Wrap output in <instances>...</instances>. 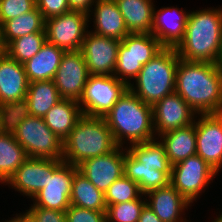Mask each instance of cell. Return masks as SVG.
I'll return each mask as SVG.
<instances>
[{
	"label": "cell",
	"mask_w": 222,
	"mask_h": 222,
	"mask_svg": "<svg viewBox=\"0 0 222 222\" xmlns=\"http://www.w3.org/2000/svg\"><path fill=\"white\" fill-rule=\"evenodd\" d=\"M175 92L196 114L222 113V73L215 63L179 59Z\"/></svg>",
	"instance_id": "1"
},
{
	"label": "cell",
	"mask_w": 222,
	"mask_h": 222,
	"mask_svg": "<svg viewBox=\"0 0 222 222\" xmlns=\"http://www.w3.org/2000/svg\"><path fill=\"white\" fill-rule=\"evenodd\" d=\"M201 8L189 10L183 39L175 50L188 62L216 63L222 44V5Z\"/></svg>",
	"instance_id": "2"
},
{
	"label": "cell",
	"mask_w": 222,
	"mask_h": 222,
	"mask_svg": "<svg viewBox=\"0 0 222 222\" xmlns=\"http://www.w3.org/2000/svg\"><path fill=\"white\" fill-rule=\"evenodd\" d=\"M104 118L117 146L127 148L156 138L152 106L144 103L129 88Z\"/></svg>",
	"instance_id": "3"
},
{
	"label": "cell",
	"mask_w": 222,
	"mask_h": 222,
	"mask_svg": "<svg viewBox=\"0 0 222 222\" xmlns=\"http://www.w3.org/2000/svg\"><path fill=\"white\" fill-rule=\"evenodd\" d=\"M171 168L158 138L125 148L124 175L137 182L142 194L170 184Z\"/></svg>",
	"instance_id": "4"
},
{
	"label": "cell",
	"mask_w": 222,
	"mask_h": 222,
	"mask_svg": "<svg viewBox=\"0 0 222 222\" xmlns=\"http://www.w3.org/2000/svg\"><path fill=\"white\" fill-rule=\"evenodd\" d=\"M116 147L104 117L83 115L63 140L62 160L78 166L84 160L108 154Z\"/></svg>",
	"instance_id": "5"
},
{
	"label": "cell",
	"mask_w": 222,
	"mask_h": 222,
	"mask_svg": "<svg viewBox=\"0 0 222 222\" xmlns=\"http://www.w3.org/2000/svg\"><path fill=\"white\" fill-rule=\"evenodd\" d=\"M179 59L174 47H164L143 65L128 88L144 103L153 106L175 92Z\"/></svg>",
	"instance_id": "6"
},
{
	"label": "cell",
	"mask_w": 222,
	"mask_h": 222,
	"mask_svg": "<svg viewBox=\"0 0 222 222\" xmlns=\"http://www.w3.org/2000/svg\"><path fill=\"white\" fill-rule=\"evenodd\" d=\"M8 129L28 157L62 160L63 140L49 129L44 118L29 115L21 109L11 110Z\"/></svg>",
	"instance_id": "7"
},
{
	"label": "cell",
	"mask_w": 222,
	"mask_h": 222,
	"mask_svg": "<svg viewBox=\"0 0 222 222\" xmlns=\"http://www.w3.org/2000/svg\"><path fill=\"white\" fill-rule=\"evenodd\" d=\"M164 46L152 34L129 33L119 44L114 76L128 86Z\"/></svg>",
	"instance_id": "8"
},
{
	"label": "cell",
	"mask_w": 222,
	"mask_h": 222,
	"mask_svg": "<svg viewBox=\"0 0 222 222\" xmlns=\"http://www.w3.org/2000/svg\"><path fill=\"white\" fill-rule=\"evenodd\" d=\"M217 176L220 174L196 154L172 165L170 184L195 206Z\"/></svg>",
	"instance_id": "9"
},
{
	"label": "cell",
	"mask_w": 222,
	"mask_h": 222,
	"mask_svg": "<svg viewBox=\"0 0 222 222\" xmlns=\"http://www.w3.org/2000/svg\"><path fill=\"white\" fill-rule=\"evenodd\" d=\"M127 89L114 75H89L78 102L83 115L105 117Z\"/></svg>",
	"instance_id": "10"
},
{
	"label": "cell",
	"mask_w": 222,
	"mask_h": 222,
	"mask_svg": "<svg viewBox=\"0 0 222 222\" xmlns=\"http://www.w3.org/2000/svg\"><path fill=\"white\" fill-rule=\"evenodd\" d=\"M46 39L63 51L81 50L89 31L88 14L71 10L45 20Z\"/></svg>",
	"instance_id": "11"
},
{
	"label": "cell",
	"mask_w": 222,
	"mask_h": 222,
	"mask_svg": "<svg viewBox=\"0 0 222 222\" xmlns=\"http://www.w3.org/2000/svg\"><path fill=\"white\" fill-rule=\"evenodd\" d=\"M78 170V166L61 160L47 175L46 187L29 201L28 207L66 211L71 205L72 182Z\"/></svg>",
	"instance_id": "12"
},
{
	"label": "cell",
	"mask_w": 222,
	"mask_h": 222,
	"mask_svg": "<svg viewBox=\"0 0 222 222\" xmlns=\"http://www.w3.org/2000/svg\"><path fill=\"white\" fill-rule=\"evenodd\" d=\"M196 154L222 172V113L196 115Z\"/></svg>",
	"instance_id": "13"
},
{
	"label": "cell",
	"mask_w": 222,
	"mask_h": 222,
	"mask_svg": "<svg viewBox=\"0 0 222 222\" xmlns=\"http://www.w3.org/2000/svg\"><path fill=\"white\" fill-rule=\"evenodd\" d=\"M61 160L50 158L28 157L8 180L6 185L14 190L15 194L20 193L30 201L41 189L46 187L47 175ZM27 197V198H26Z\"/></svg>",
	"instance_id": "14"
},
{
	"label": "cell",
	"mask_w": 222,
	"mask_h": 222,
	"mask_svg": "<svg viewBox=\"0 0 222 222\" xmlns=\"http://www.w3.org/2000/svg\"><path fill=\"white\" fill-rule=\"evenodd\" d=\"M89 72L82 51H67L53 79L62 99L80 101Z\"/></svg>",
	"instance_id": "15"
},
{
	"label": "cell",
	"mask_w": 222,
	"mask_h": 222,
	"mask_svg": "<svg viewBox=\"0 0 222 222\" xmlns=\"http://www.w3.org/2000/svg\"><path fill=\"white\" fill-rule=\"evenodd\" d=\"M28 86L24 64L12 59L5 52L0 58V108L8 111L20 109Z\"/></svg>",
	"instance_id": "16"
},
{
	"label": "cell",
	"mask_w": 222,
	"mask_h": 222,
	"mask_svg": "<svg viewBox=\"0 0 222 222\" xmlns=\"http://www.w3.org/2000/svg\"><path fill=\"white\" fill-rule=\"evenodd\" d=\"M120 40L88 31L81 51L89 75H114Z\"/></svg>",
	"instance_id": "17"
},
{
	"label": "cell",
	"mask_w": 222,
	"mask_h": 222,
	"mask_svg": "<svg viewBox=\"0 0 222 222\" xmlns=\"http://www.w3.org/2000/svg\"><path fill=\"white\" fill-rule=\"evenodd\" d=\"M125 147L117 146L108 154L84 160L79 171L104 194L124 175Z\"/></svg>",
	"instance_id": "18"
},
{
	"label": "cell",
	"mask_w": 222,
	"mask_h": 222,
	"mask_svg": "<svg viewBox=\"0 0 222 222\" xmlns=\"http://www.w3.org/2000/svg\"><path fill=\"white\" fill-rule=\"evenodd\" d=\"M152 113L156 138L165 132L191 125L197 115L176 92L156 102Z\"/></svg>",
	"instance_id": "19"
},
{
	"label": "cell",
	"mask_w": 222,
	"mask_h": 222,
	"mask_svg": "<svg viewBox=\"0 0 222 222\" xmlns=\"http://www.w3.org/2000/svg\"><path fill=\"white\" fill-rule=\"evenodd\" d=\"M145 197L146 205L162 222H194L191 221L189 215L193 205L171 184L149 191L145 194Z\"/></svg>",
	"instance_id": "20"
},
{
	"label": "cell",
	"mask_w": 222,
	"mask_h": 222,
	"mask_svg": "<svg viewBox=\"0 0 222 222\" xmlns=\"http://www.w3.org/2000/svg\"><path fill=\"white\" fill-rule=\"evenodd\" d=\"M179 5L154 7L151 33L164 47H176L183 39L189 10ZM185 8V9H184Z\"/></svg>",
	"instance_id": "21"
},
{
	"label": "cell",
	"mask_w": 222,
	"mask_h": 222,
	"mask_svg": "<svg viewBox=\"0 0 222 222\" xmlns=\"http://www.w3.org/2000/svg\"><path fill=\"white\" fill-rule=\"evenodd\" d=\"M88 24L89 31L120 41L129 34L115 0H96L88 13Z\"/></svg>",
	"instance_id": "22"
},
{
	"label": "cell",
	"mask_w": 222,
	"mask_h": 222,
	"mask_svg": "<svg viewBox=\"0 0 222 222\" xmlns=\"http://www.w3.org/2000/svg\"><path fill=\"white\" fill-rule=\"evenodd\" d=\"M157 138L171 165L196 155V117L191 125L165 132Z\"/></svg>",
	"instance_id": "23"
},
{
	"label": "cell",
	"mask_w": 222,
	"mask_h": 222,
	"mask_svg": "<svg viewBox=\"0 0 222 222\" xmlns=\"http://www.w3.org/2000/svg\"><path fill=\"white\" fill-rule=\"evenodd\" d=\"M115 2L129 33H151L156 0H115Z\"/></svg>",
	"instance_id": "24"
},
{
	"label": "cell",
	"mask_w": 222,
	"mask_h": 222,
	"mask_svg": "<svg viewBox=\"0 0 222 222\" xmlns=\"http://www.w3.org/2000/svg\"><path fill=\"white\" fill-rule=\"evenodd\" d=\"M61 100L53 80L33 81L29 83L24 104L20 109L29 115L44 118Z\"/></svg>",
	"instance_id": "25"
},
{
	"label": "cell",
	"mask_w": 222,
	"mask_h": 222,
	"mask_svg": "<svg viewBox=\"0 0 222 222\" xmlns=\"http://www.w3.org/2000/svg\"><path fill=\"white\" fill-rule=\"evenodd\" d=\"M64 53L65 51L46 41L39 52L24 63L29 83L53 80Z\"/></svg>",
	"instance_id": "26"
},
{
	"label": "cell",
	"mask_w": 222,
	"mask_h": 222,
	"mask_svg": "<svg viewBox=\"0 0 222 222\" xmlns=\"http://www.w3.org/2000/svg\"><path fill=\"white\" fill-rule=\"evenodd\" d=\"M82 116L78 101L62 99L46 113L44 121L52 132L64 140Z\"/></svg>",
	"instance_id": "27"
},
{
	"label": "cell",
	"mask_w": 222,
	"mask_h": 222,
	"mask_svg": "<svg viewBox=\"0 0 222 222\" xmlns=\"http://www.w3.org/2000/svg\"><path fill=\"white\" fill-rule=\"evenodd\" d=\"M28 158L25 149L7 129L0 135V185L4 186Z\"/></svg>",
	"instance_id": "28"
},
{
	"label": "cell",
	"mask_w": 222,
	"mask_h": 222,
	"mask_svg": "<svg viewBox=\"0 0 222 222\" xmlns=\"http://www.w3.org/2000/svg\"><path fill=\"white\" fill-rule=\"evenodd\" d=\"M71 205L89 210L106 212L105 195L79 170L75 173L70 196Z\"/></svg>",
	"instance_id": "29"
},
{
	"label": "cell",
	"mask_w": 222,
	"mask_h": 222,
	"mask_svg": "<svg viewBox=\"0 0 222 222\" xmlns=\"http://www.w3.org/2000/svg\"><path fill=\"white\" fill-rule=\"evenodd\" d=\"M2 41L6 47L11 41L25 35L45 31V19L35 7L32 11L24 13L14 19L7 20L1 25Z\"/></svg>",
	"instance_id": "30"
},
{
	"label": "cell",
	"mask_w": 222,
	"mask_h": 222,
	"mask_svg": "<svg viewBox=\"0 0 222 222\" xmlns=\"http://www.w3.org/2000/svg\"><path fill=\"white\" fill-rule=\"evenodd\" d=\"M46 41V31L34 32L11 41L5 47V52L12 59L24 64L39 52Z\"/></svg>",
	"instance_id": "31"
},
{
	"label": "cell",
	"mask_w": 222,
	"mask_h": 222,
	"mask_svg": "<svg viewBox=\"0 0 222 222\" xmlns=\"http://www.w3.org/2000/svg\"><path fill=\"white\" fill-rule=\"evenodd\" d=\"M145 205L144 194L135 200L108 205L106 209L107 222H138Z\"/></svg>",
	"instance_id": "32"
},
{
	"label": "cell",
	"mask_w": 222,
	"mask_h": 222,
	"mask_svg": "<svg viewBox=\"0 0 222 222\" xmlns=\"http://www.w3.org/2000/svg\"><path fill=\"white\" fill-rule=\"evenodd\" d=\"M104 195L105 203L108 206L138 199L142 193L137 182L123 175L113 182Z\"/></svg>",
	"instance_id": "33"
},
{
	"label": "cell",
	"mask_w": 222,
	"mask_h": 222,
	"mask_svg": "<svg viewBox=\"0 0 222 222\" xmlns=\"http://www.w3.org/2000/svg\"><path fill=\"white\" fill-rule=\"evenodd\" d=\"M36 7V0H0V24L14 19Z\"/></svg>",
	"instance_id": "34"
},
{
	"label": "cell",
	"mask_w": 222,
	"mask_h": 222,
	"mask_svg": "<svg viewBox=\"0 0 222 222\" xmlns=\"http://www.w3.org/2000/svg\"><path fill=\"white\" fill-rule=\"evenodd\" d=\"M65 213L66 222H107L106 212H99L70 205Z\"/></svg>",
	"instance_id": "35"
},
{
	"label": "cell",
	"mask_w": 222,
	"mask_h": 222,
	"mask_svg": "<svg viewBox=\"0 0 222 222\" xmlns=\"http://www.w3.org/2000/svg\"><path fill=\"white\" fill-rule=\"evenodd\" d=\"M36 7L45 20L71 11L67 0H36Z\"/></svg>",
	"instance_id": "36"
},
{
	"label": "cell",
	"mask_w": 222,
	"mask_h": 222,
	"mask_svg": "<svg viewBox=\"0 0 222 222\" xmlns=\"http://www.w3.org/2000/svg\"><path fill=\"white\" fill-rule=\"evenodd\" d=\"M36 222H66L65 211L46 209L43 207L24 208Z\"/></svg>",
	"instance_id": "37"
},
{
	"label": "cell",
	"mask_w": 222,
	"mask_h": 222,
	"mask_svg": "<svg viewBox=\"0 0 222 222\" xmlns=\"http://www.w3.org/2000/svg\"><path fill=\"white\" fill-rule=\"evenodd\" d=\"M69 7L74 11L89 13L96 0H67Z\"/></svg>",
	"instance_id": "38"
},
{
	"label": "cell",
	"mask_w": 222,
	"mask_h": 222,
	"mask_svg": "<svg viewBox=\"0 0 222 222\" xmlns=\"http://www.w3.org/2000/svg\"><path fill=\"white\" fill-rule=\"evenodd\" d=\"M138 222H162L156 214L147 206L142 209Z\"/></svg>",
	"instance_id": "39"
},
{
	"label": "cell",
	"mask_w": 222,
	"mask_h": 222,
	"mask_svg": "<svg viewBox=\"0 0 222 222\" xmlns=\"http://www.w3.org/2000/svg\"><path fill=\"white\" fill-rule=\"evenodd\" d=\"M22 211L19 213L14 211V214L9 217L13 222H36L34 218L26 211L21 208Z\"/></svg>",
	"instance_id": "40"
},
{
	"label": "cell",
	"mask_w": 222,
	"mask_h": 222,
	"mask_svg": "<svg viewBox=\"0 0 222 222\" xmlns=\"http://www.w3.org/2000/svg\"><path fill=\"white\" fill-rule=\"evenodd\" d=\"M9 111L0 108V135L8 129Z\"/></svg>",
	"instance_id": "41"
},
{
	"label": "cell",
	"mask_w": 222,
	"mask_h": 222,
	"mask_svg": "<svg viewBox=\"0 0 222 222\" xmlns=\"http://www.w3.org/2000/svg\"><path fill=\"white\" fill-rule=\"evenodd\" d=\"M222 208H216V209H214V210H216V211H218L219 210V212H216V211H214V215H216V216H214L213 215V217L211 218L210 216H209V218H207V219H211V220H208V222L210 221V222H222V210H221ZM216 212V213H215ZM213 219V220H212Z\"/></svg>",
	"instance_id": "42"
},
{
	"label": "cell",
	"mask_w": 222,
	"mask_h": 222,
	"mask_svg": "<svg viewBox=\"0 0 222 222\" xmlns=\"http://www.w3.org/2000/svg\"><path fill=\"white\" fill-rule=\"evenodd\" d=\"M215 64H216V66L219 68V70L222 73V44H221V48H220V53H219L218 59H217Z\"/></svg>",
	"instance_id": "43"
},
{
	"label": "cell",
	"mask_w": 222,
	"mask_h": 222,
	"mask_svg": "<svg viewBox=\"0 0 222 222\" xmlns=\"http://www.w3.org/2000/svg\"><path fill=\"white\" fill-rule=\"evenodd\" d=\"M5 54V46L3 42H0V58Z\"/></svg>",
	"instance_id": "44"
},
{
	"label": "cell",
	"mask_w": 222,
	"mask_h": 222,
	"mask_svg": "<svg viewBox=\"0 0 222 222\" xmlns=\"http://www.w3.org/2000/svg\"><path fill=\"white\" fill-rule=\"evenodd\" d=\"M5 218H3L2 220H0V222H13L9 216H8V219L6 218L5 221H4Z\"/></svg>",
	"instance_id": "45"
},
{
	"label": "cell",
	"mask_w": 222,
	"mask_h": 222,
	"mask_svg": "<svg viewBox=\"0 0 222 222\" xmlns=\"http://www.w3.org/2000/svg\"><path fill=\"white\" fill-rule=\"evenodd\" d=\"M0 42H3V41H2V29H1V24H0Z\"/></svg>",
	"instance_id": "46"
}]
</instances>
